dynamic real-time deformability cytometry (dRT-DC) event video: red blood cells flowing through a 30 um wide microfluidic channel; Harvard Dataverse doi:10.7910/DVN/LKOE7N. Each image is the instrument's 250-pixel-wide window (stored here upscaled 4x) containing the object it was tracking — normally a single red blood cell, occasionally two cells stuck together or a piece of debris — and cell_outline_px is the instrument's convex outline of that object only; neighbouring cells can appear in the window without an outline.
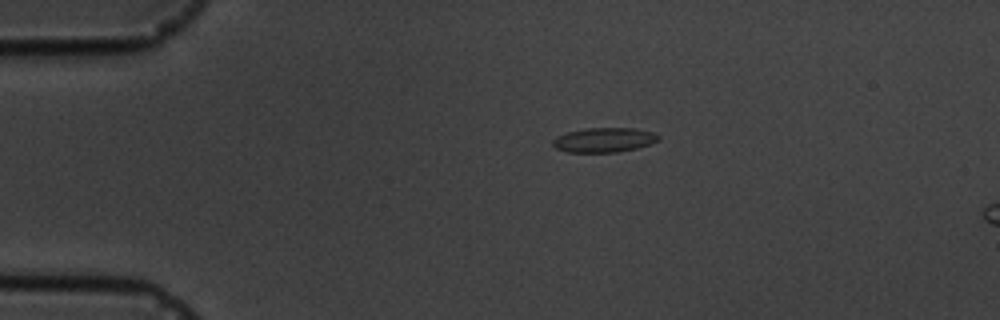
{"species": "common noctule bat (a hibernating species)", "species_latin": "Nyctalus noctula", "temperature_condition": "cold", "stored_images_in_passage": 5, "camera_frame_rate_fps": 3000, "um_per_image_px": 0.085, "animal": {"sex": "male", "body_mass_g": 19.5, "forearm_length_mm": 54.6}, "frame": {"image": 1, "passage_image": 3, "time_ms": 3.333, "image_size_px": [1000, 320], "cell_outline_px": [[660, 140], [636, 148], [616, 152], [568, 152], [556, 148], [552, 144], [552, 140], [556, 136], [568, 132], [588, 128], [636, 128], [652, 132], [660, 136]], "centroid_in_image_um": [51.34, 11.89], "position_along_channel_um": 33.7, "area_um2": 15.03}}